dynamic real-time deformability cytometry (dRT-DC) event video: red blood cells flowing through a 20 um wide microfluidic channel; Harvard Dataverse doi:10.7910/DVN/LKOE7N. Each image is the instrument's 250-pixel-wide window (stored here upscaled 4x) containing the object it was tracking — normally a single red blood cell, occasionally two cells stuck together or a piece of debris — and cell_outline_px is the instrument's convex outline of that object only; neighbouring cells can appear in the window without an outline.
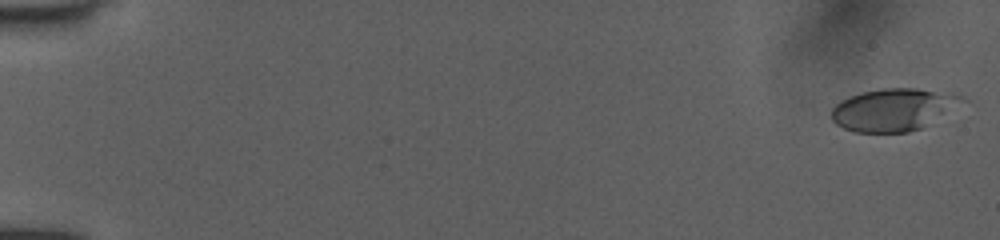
{"species": "human", "species_latin": "Homo sapiens", "temperature_condition": "room temperature", "stored_images_in_passage": 15, "camera_frame_rate_fps": 3000, "um_per_image_px": 0.085, "donor": {"sex": "female"}, "frame": {"image": 1, "passage_image": 2, "time_ms": 0.333, "image_size_px": [1000, 240], "cell_outline_px": [[968, 100], [924, 128], [908, 132], [856, 132], [844, 128], [836, 124], [832, 120], [832, 108], [840, 100], [864, 92], [884, 88], [916, 88], [960, 96]], "centroid_in_image_um": [75.95, 9.33], "position_along_channel_um": 9.1, "area_um2": 32.02}}